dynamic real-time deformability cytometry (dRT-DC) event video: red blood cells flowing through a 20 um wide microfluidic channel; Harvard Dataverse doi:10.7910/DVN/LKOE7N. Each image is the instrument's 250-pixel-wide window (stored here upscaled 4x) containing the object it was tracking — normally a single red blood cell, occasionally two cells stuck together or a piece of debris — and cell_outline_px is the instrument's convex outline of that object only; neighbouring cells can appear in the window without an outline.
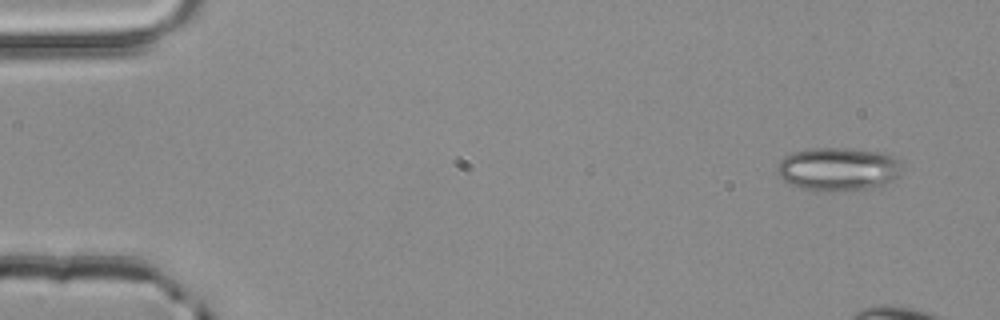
{"species": "common noctule bat (a hibernating species)", "species_latin": "Nyctalus noctula", "temperature_condition": "room temperature", "stored_images_in_passage": 4, "camera_frame_rate_fps": 3000, "um_per_image_px": 0.085, "animal": {"sex": "male", "body_mass_g": 20.4}, "frame": {"image": 1, "passage_image": 1, "time_ms": 0.0, "image_size_px": [1000, 320], "cell_outline_px": [[900, 176], [884, 184], [872, 188], [824, 192], [804, 188], [792, 184], [784, 180], [776, 172], [776, 168], [780, 160], [784, 156], [792, 152], [812, 148], [848, 148], [884, 152], [900, 160]], "centroid_in_image_um": [71.25, 14.36], "position_along_channel_um": 13.8, "area_um2": 31.67}}